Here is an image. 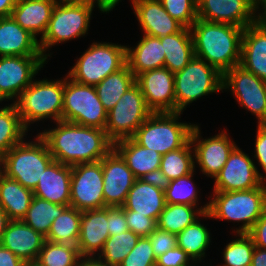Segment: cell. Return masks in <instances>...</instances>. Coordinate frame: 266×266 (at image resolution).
<instances>
[{
  "mask_svg": "<svg viewBox=\"0 0 266 266\" xmlns=\"http://www.w3.org/2000/svg\"><path fill=\"white\" fill-rule=\"evenodd\" d=\"M119 2L120 0H97V7L101 12L109 13Z\"/></svg>",
  "mask_w": 266,
  "mask_h": 266,
  "instance_id": "9f6ffc18",
  "label": "cell"
},
{
  "mask_svg": "<svg viewBox=\"0 0 266 266\" xmlns=\"http://www.w3.org/2000/svg\"><path fill=\"white\" fill-rule=\"evenodd\" d=\"M251 266H266V249L255 247L252 254Z\"/></svg>",
  "mask_w": 266,
  "mask_h": 266,
  "instance_id": "db71d44e",
  "label": "cell"
},
{
  "mask_svg": "<svg viewBox=\"0 0 266 266\" xmlns=\"http://www.w3.org/2000/svg\"><path fill=\"white\" fill-rule=\"evenodd\" d=\"M46 62L43 56H0V102L14 103Z\"/></svg>",
  "mask_w": 266,
  "mask_h": 266,
  "instance_id": "4fadbf2b",
  "label": "cell"
},
{
  "mask_svg": "<svg viewBox=\"0 0 266 266\" xmlns=\"http://www.w3.org/2000/svg\"><path fill=\"white\" fill-rule=\"evenodd\" d=\"M139 179H141L145 183L158 187L163 191L166 190L170 183V180L162 173L160 169L144 174Z\"/></svg>",
  "mask_w": 266,
  "mask_h": 266,
  "instance_id": "816d5d0a",
  "label": "cell"
},
{
  "mask_svg": "<svg viewBox=\"0 0 266 266\" xmlns=\"http://www.w3.org/2000/svg\"><path fill=\"white\" fill-rule=\"evenodd\" d=\"M165 11L184 27L190 28L198 18L197 0H160Z\"/></svg>",
  "mask_w": 266,
  "mask_h": 266,
  "instance_id": "7bdbcfd3",
  "label": "cell"
},
{
  "mask_svg": "<svg viewBox=\"0 0 266 266\" xmlns=\"http://www.w3.org/2000/svg\"><path fill=\"white\" fill-rule=\"evenodd\" d=\"M18 0H0V18L11 16Z\"/></svg>",
  "mask_w": 266,
  "mask_h": 266,
  "instance_id": "11a10c76",
  "label": "cell"
},
{
  "mask_svg": "<svg viewBox=\"0 0 266 266\" xmlns=\"http://www.w3.org/2000/svg\"><path fill=\"white\" fill-rule=\"evenodd\" d=\"M230 89L240 105L258 119L263 120L266 111V82L252 72L237 65L223 74V90Z\"/></svg>",
  "mask_w": 266,
  "mask_h": 266,
  "instance_id": "5bb4252c",
  "label": "cell"
},
{
  "mask_svg": "<svg viewBox=\"0 0 266 266\" xmlns=\"http://www.w3.org/2000/svg\"><path fill=\"white\" fill-rule=\"evenodd\" d=\"M194 171L186 176L171 180L165 192L167 204H184L197 206L198 191L192 181Z\"/></svg>",
  "mask_w": 266,
  "mask_h": 266,
  "instance_id": "60d3db41",
  "label": "cell"
},
{
  "mask_svg": "<svg viewBox=\"0 0 266 266\" xmlns=\"http://www.w3.org/2000/svg\"><path fill=\"white\" fill-rule=\"evenodd\" d=\"M181 112L152 113L136 130L132 139L161 155L182 148L189 140L194 124L178 122Z\"/></svg>",
  "mask_w": 266,
  "mask_h": 266,
  "instance_id": "5b68a950",
  "label": "cell"
},
{
  "mask_svg": "<svg viewBox=\"0 0 266 266\" xmlns=\"http://www.w3.org/2000/svg\"><path fill=\"white\" fill-rule=\"evenodd\" d=\"M107 207L82 211L80 236L77 243L81 257H96L110 236Z\"/></svg>",
  "mask_w": 266,
  "mask_h": 266,
  "instance_id": "603a6c76",
  "label": "cell"
},
{
  "mask_svg": "<svg viewBox=\"0 0 266 266\" xmlns=\"http://www.w3.org/2000/svg\"><path fill=\"white\" fill-rule=\"evenodd\" d=\"M148 238L156 258L177 246L176 235L161 230L158 227L155 228Z\"/></svg>",
  "mask_w": 266,
  "mask_h": 266,
  "instance_id": "bcb514c9",
  "label": "cell"
},
{
  "mask_svg": "<svg viewBox=\"0 0 266 266\" xmlns=\"http://www.w3.org/2000/svg\"><path fill=\"white\" fill-rule=\"evenodd\" d=\"M27 131L14 103L0 108V159L23 141Z\"/></svg>",
  "mask_w": 266,
  "mask_h": 266,
  "instance_id": "e575fe53",
  "label": "cell"
},
{
  "mask_svg": "<svg viewBox=\"0 0 266 266\" xmlns=\"http://www.w3.org/2000/svg\"><path fill=\"white\" fill-rule=\"evenodd\" d=\"M238 236L239 238L225 246L223 252L225 263L222 266H251L254 241L247 233H239Z\"/></svg>",
  "mask_w": 266,
  "mask_h": 266,
  "instance_id": "b9f144b4",
  "label": "cell"
},
{
  "mask_svg": "<svg viewBox=\"0 0 266 266\" xmlns=\"http://www.w3.org/2000/svg\"><path fill=\"white\" fill-rule=\"evenodd\" d=\"M247 234L253 239L255 247L266 249V206L261 217Z\"/></svg>",
  "mask_w": 266,
  "mask_h": 266,
  "instance_id": "f907efd6",
  "label": "cell"
},
{
  "mask_svg": "<svg viewBox=\"0 0 266 266\" xmlns=\"http://www.w3.org/2000/svg\"><path fill=\"white\" fill-rule=\"evenodd\" d=\"M63 91L64 79L32 81L14 101L23 125L28 129L30 123L47 118L62 120Z\"/></svg>",
  "mask_w": 266,
  "mask_h": 266,
  "instance_id": "8992f818",
  "label": "cell"
},
{
  "mask_svg": "<svg viewBox=\"0 0 266 266\" xmlns=\"http://www.w3.org/2000/svg\"><path fill=\"white\" fill-rule=\"evenodd\" d=\"M195 56L217 68L222 74L240 65L244 28L197 18L190 27Z\"/></svg>",
  "mask_w": 266,
  "mask_h": 266,
  "instance_id": "7a4b0ae2",
  "label": "cell"
},
{
  "mask_svg": "<svg viewBox=\"0 0 266 266\" xmlns=\"http://www.w3.org/2000/svg\"><path fill=\"white\" fill-rule=\"evenodd\" d=\"M139 238L140 236L131 230L109 236L102 251L97 254V259L107 266H119L123 259L133 250Z\"/></svg>",
  "mask_w": 266,
  "mask_h": 266,
  "instance_id": "74e56055",
  "label": "cell"
},
{
  "mask_svg": "<svg viewBox=\"0 0 266 266\" xmlns=\"http://www.w3.org/2000/svg\"><path fill=\"white\" fill-rule=\"evenodd\" d=\"M45 237L22 220H10L0 244L9 249L24 263L35 262Z\"/></svg>",
  "mask_w": 266,
  "mask_h": 266,
  "instance_id": "ffe728a7",
  "label": "cell"
},
{
  "mask_svg": "<svg viewBox=\"0 0 266 266\" xmlns=\"http://www.w3.org/2000/svg\"><path fill=\"white\" fill-rule=\"evenodd\" d=\"M208 206L209 203L200 208L192 205L166 203L157 220V227L177 235L199 217H202L208 211Z\"/></svg>",
  "mask_w": 266,
  "mask_h": 266,
  "instance_id": "1f68e13d",
  "label": "cell"
},
{
  "mask_svg": "<svg viewBox=\"0 0 266 266\" xmlns=\"http://www.w3.org/2000/svg\"><path fill=\"white\" fill-rule=\"evenodd\" d=\"M78 266H107L105 263L99 261L96 257H82Z\"/></svg>",
  "mask_w": 266,
  "mask_h": 266,
  "instance_id": "6f0895ef",
  "label": "cell"
},
{
  "mask_svg": "<svg viewBox=\"0 0 266 266\" xmlns=\"http://www.w3.org/2000/svg\"><path fill=\"white\" fill-rule=\"evenodd\" d=\"M82 211L68 206L61 215L55 218L46 240L61 245H77L80 236Z\"/></svg>",
  "mask_w": 266,
  "mask_h": 266,
  "instance_id": "836d02e7",
  "label": "cell"
},
{
  "mask_svg": "<svg viewBox=\"0 0 266 266\" xmlns=\"http://www.w3.org/2000/svg\"><path fill=\"white\" fill-rule=\"evenodd\" d=\"M198 18L208 22L224 23L241 28L261 18V7L254 0H197Z\"/></svg>",
  "mask_w": 266,
  "mask_h": 266,
  "instance_id": "2e32d148",
  "label": "cell"
},
{
  "mask_svg": "<svg viewBox=\"0 0 266 266\" xmlns=\"http://www.w3.org/2000/svg\"><path fill=\"white\" fill-rule=\"evenodd\" d=\"M61 1H64V2H68V3H86V4H91L94 6L97 5V0H61Z\"/></svg>",
  "mask_w": 266,
  "mask_h": 266,
  "instance_id": "91938a15",
  "label": "cell"
},
{
  "mask_svg": "<svg viewBox=\"0 0 266 266\" xmlns=\"http://www.w3.org/2000/svg\"><path fill=\"white\" fill-rule=\"evenodd\" d=\"M113 148L124 159L137 179L144 174L160 169L162 155L152 149L142 147L132 138L115 142Z\"/></svg>",
  "mask_w": 266,
  "mask_h": 266,
  "instance_id": "f1b7e54d",
  "label": "cell"
},
{
  "mask_svg": "<svg viewBox=\"0 0 266 266\" xmlns=\"http://www.w3.org/2000/svg\"><path fill=\"white\" fill-rule=\"evenodd\" d=\"M200 137V128L194 124L190 135L191 144L194 146V160L204 175L215 179L236 144L224 131L207 139L201 140Z\"/></svg>",
  "mask_w": 266,
  "mask_h": 266,
  "instance_id": "e0dca14e",
  "label": "cell"
},
{
  "mask_svg": "<svg viewBox=\"0 0 266 266\" xmlns=\"http://www.w3.org/2000/svg\"><path fill=\"white\" fill-rule=\"evenodd\" d=\"M94 7L86 3H68L58 0L47 30L39 40L41 54L46 60L50 56L46 53L50 47L87 34Z\"/></svg>",
  "mask_w": 266,
  "mask_h": 266,
  "instance_id": "ba28073f",
  "label": "cell"
},
{
  "mask_svg": "<svg viewBox=\"0 0 266 266\" xmlns=\"http://www.w3.org/2000/svg\"><path fill=\"white\" fill-rule=\"evenodd\" d=\"M210 238V232L201 224L200 219L176 235L177 246L186 252L195 265L205 257V250L211 242Z\"/></svg>",
  "mask_w": 266,
  "mask_h": 266,
  "instance_id": "8d00e7d4",
  "label": "cell"
},
{
  "mask_svg": "<svg viewBox=\"0 0 266 266\" xmlns=\"http://www.w3.org/2000/svg\"><path fill=\"white\" fill-rule=\"evenodd\" d=\"M157 258L148 237H140L119 266H156Z\"/></svg>",
  "mask_w": 266,
  "mask_h": 266,
  "instance_id": "ee69618b",
  "label": "cell"
},
{
  "mask_svg": "<svg viewBox=\"0 0 266 266\" xmlns=\"http://www.w3.org/2000/svg\"><path fill=\"white\" fill-rule=\"evenodd\" d=\"M192 147L189 140L182 148L162 155L160 170L170 181L194 171L196 162Z\"/></svg>",
  "mask_w": 266,
  "mask_h": 266,
  "instance_id": "f35d334b",
  "label": "cell"
},
{
  "mask_svg": "<svg viewBox=\"0 0 266 266\" xmlns=\"http://www.w3.org/2000/svg\"><path fill=\"white\" fill-rule=\"evenodd\" d=\"M203 218L242 222L236 233H248L266 206V184L243 191H214Z\"/></svg>",
  "mask_w": 266,
  "mask_h": 266,
  "instance_id": "3957f363",
  "label": "cell"
},
{
  "mask_svg": "<svg viewBox=\"0 0 266 266\" xmlns=\"http://www.w3.org/2000/svg\"><path fill=\"white\" fill-rule=\"evenodd\" d=\"M132 4L146 35L161 38L175 34L184 27L165 11L160 0H133Z\"/></svg>",
  "mask_w": 266,
  "mask_h": 266,
  "instance_id": "7402d4cb",
  "label": "cell"
},
{
  "mask_svg": "<svg viewBox=\"0 0 266 266\" xmlns=\"http://www.w3.org/2000/svg\"><path fill=\"white\" fill-rule=\"evenodd\" d=\"M25 266H40L36 262L26 263Z\"/></svg>",
  "mask_w": 266,
  "mask_h": 266,
  "instance_id": "e7e4bbea",
  "label": "cell"
},
{
  "mask_svg": "<svg viewBox=\"0 0 266 266\" xmlns=\"http://www.w3.org/2000/svg\"><path fill=\"white\" fill-rule=\"evenodd\" d=\"M258 5H260V7H262L265 3L266 0H254Z\"/></svg>",
  "mask_w": 266,
  "mask_h": 266,
  "instance_id": "be15d7a7",
  "label": "cell"
},
{
  "mask_svg": "<svg viewBox=\"0 0 266 266\" xmlns=\"http://www.w3.org/2000/svg\"><path fill=\"white\" fill-rule=\"evenodd\" d=\"M223 90V74L205 60L194 56L179 72L174 74L176 112L202 96Z\"/></svg>",
  "mask_w": 266,
  "mask_h": 266,
  "instance_id": "9c48e42d",
  "label": "cell"
},
{
  "mask_svg": "<svg viewBox=\"0 0 266 266\" xmlns=\"http://www.w3.org/2000/svg\"><path fill=\"white\" fill-rule=\"evenodd\" d=\"M72 166L53 161L33 190L34 196L57 205L70 206Z\"/></svg>",
  "mask_w": 266,
  "mask_h": 266,
  "instance_id": "cb8c5ba5",
  "label": "cell"
},
{
  "mask_svg": "<svg viewBox=\"0 0 266 266\" xmlns=\"http://www.w3.org/2000/svg\"><path fill=\"white\" fill-rule=\"evenodd\" d=\"M67 207L68 205H57L33 196L30 207L22 221L46 237L53 220L61 215Z\"/></svg>",
  "mask_w": 266,
  "mask_h": 266,
  "instance_id": "d590c367",
  "label": "cell"
},
{
  "mask_svg": "<svg viewBox=\"0 0 266 266\" xmlns=\"http://www.w3.org/2000/svg\"><path fill=\"white\" fill-rule=\"evenodd\" d=\"M62 120L105 130L107 111L98 97L95 86L78 83L66 75Z\"/></svg>",
  "mask_w": 266,
  "mask_h": 266,
  "instance_id": "30bf717a",
  "label": "cell"
},
{
  "mask_svg": "<svg viewBox=\"0 0 266 266\" xmlns=\"http://www.w3.org/2000/svg\"><path fill=\"white\" fill-rule=\"evenodd\" d=\"M134 83L135 76L126 64L96 85L98 97L105 110L109 112Z\"/></svg>",
  "mask_w": 266,
  "mask_h": 266,
  "instance_id": "d6a6232c",
  "label": "cell"
},
{
  "mask_svg": "<svg viewBox=\"0 0 266 266\" xmlns=\"http://www.w3.org/2000/svg\"><path fill=\"white\" fill-rule=\"evenodd\" d=\"M139 85L135 82L107 112L106 135L114 144L132 138L139 126L152 114Z\"/></svg>",
  "mask_w": 266,
  "mask_h": 266,
  "instance_id": "8fae6325",
  "label": "cell"
},
{
  "mask_svg": "<svg viewBox=\"0 0 266 266\" xmlns=\"http://www.w3.org/2000/svg\"><path fill=\"white\" fill-rule=\"evenodd\" d=\"M252 160L236 146L215 177L213 191H243L261 186L265 176Z\"/></svg>",
  "mask_w": 266,
  "mask_h": 266,
  "instance_id": "9a60e30c",
  "label": "cell"
},
{
  "mask_svg": "<svg viewBox=\"0 0 266 266\" xmlns=\"http://www.w3.org/2000/svg\"><path fill=\"white\" fill-rule=\"evenodd\" d=\"M46 142L37 134L34 142H20L0 159V171L34 190L45 169L53 162Z\"/></svg>",
  "mask_w": 266,
  "mask_h": 266,
  "instance_id": "277c9868",
  "label": "cell"
},
{
  "mask_svg": "<svg viewBox=\"0 0 266 266\" xmlns=\"http://www.w3.org/2000/svg\"><path fill=\"white\" fill-rule=\"evenodd\" d=\"M255 155L258 165H260L266 174V128L258 125L256 139H255ZM266 176V175H265ZM264 183L266 184V177H264Z\"/></svg>",
  "mask_w": 266,
  "mask_h": 266,
  "instance_id": "681fc988",
  "label": "cell"
},
{
  "mask_svg": "<svg viewBox=\"0 0 266 266\" xmlns=\"http://www.w3.org/2000/svg\"><path fill=\"white\" fill-rule=\"evenodd\" d=\"M70 206L80 211L104 208L102 159L72 166Z\"/></svg>",
  "mask_w": 266,
  "mask_h": 266,
  "instance_id": "7c38bea8",
  "label": "cell"
},
{
  "mask_svg": "<svg viewBox=\"0 0 266 266\" xmlns=\"http://www.w3.org/2000/svg\"><path fill=\"white\" fill-rule=\"evenodd\" d=\"M153 113L176 112L174 73L166 67L143 72L135 78Z\"/></svg>",
  "mask_w": 266,
  "mask_h": 266,
  "instance_id": "d6986e66",
  "label": "cell"
},
{
  "mask_svg": "<svg viewBox=\"0 0 266 266\" xmlns=\"http://www.w3.org/2000/svg\"><path fill=\"white\" fill-rule=\"evenodd\" d=\"M107 219L110 236L118 235L129 230L125 212L121 207H107Z\"/></svg>",
  "mask_w": 266,
  "mask_h": 266,
  "instance_id": "c3c4849f",
  "label": "cell"
},
{
  "mask_svg": "<svg viewBox=\"0 0 266 266\" xmlns=\"http://www.w3.org/2000/svg\"><path fill=\"white\" fill-rule=\"evenodd\" d=\"M58 0H18L11 17L35 37L45 34L52 11Z\"/></svg>",
  "mask_w": 266,
  "mask_h": 266,
  "instance_id": "484cf974",
  "label": "cell"
},
{
  "mask_svg": "<svg viewBox=\"0 0 266 266\" xmlns=\"http://www.w3.org/2000/svg\"><path fill=\"white\" fill-rule=\"evenodd\" d=\"M25 264L9 249L0 244V266H25Z\"/></svg>",
  "mask_w": 266,
  "mask_h": 266,
  "instance_id": "f5cc1de1",
  "label": "cell"
},
{
  "mask_svg": "<svg viewBox=\"0 0 266 266\" xmlns=\"http://www.w3.org/2000/svg\"><path fill=\"white\" fill-rule=\"evenodd\" d=\"M56 125L54 129L39 133L54 161L70 166L98 162L113 149L103 129L63 120Z\"/></svg>",
  "mask_w": 266,
  "mask_h": 266,
  "instance_id": "6da1fadb",
  "label": "cell"
},
{
  "mask_svg": "<svg viewBox=\"0 0 266 266\" xmlns=\"http://www.w3.org/2000/svg\"><path fill=\"white\" fill-rule=\"evenodd\" d=\"M166 205L165 192L158 187L136 179L129 190L123 210H131L137 214L152 218L156 223Z\"/></svg>",
  "mask_w": 266,
  "mask_h": 266,
  "instance_id": "4316f807",
  "label": "cell"
},
{
  "mask_svg": "<svg viewBox=\"0 0 266 266\" xmlns=\"http://www.w3.org/2000/svg\"><path fill=\"white\" fill-rule=\"evenodd\" d=\"M81 258L76 245H61L45 240L35 262L40 266H78Z\"/></svg>",
  "mask_w": 266,
  "mask_h": 266,
  "instance_id": "ab89813d",
  "label": "cell"
},
{
  "mask_svg": "<svg viewBox=\"0 0 266 266\" xmlns=\"http://www.w3.org/2000/svg\"><path fill=\"white\" fill-rule=\"evenodd\" d=\"M129 230L140 237H148L157 227V223L145 215L135 211L124 210Z\"/></svg>",
  "mask_w": 266,
  "mask_h": 266,
  "instance_id": "f6af8a7d",
  "label": "cell"
},
{
  "mask_svg": "<svg viewBox=\"0 0 266 266\" xmlns=\"http://www.w3.org/2000/svg\"><path fill=\"white\" fill-rule=\"evenodd\" d=\"M190 28L183 27L179 32L160 38L165 52L164 67L172 73L181 71L195 56Z\"/></svg>",
  "mask_w": 266,
  "mask_h": 266,
  "instance_id": "f546056e",
  "label": "cell"
},
{
  "mask_svg": "<svg viewBox=\"0 0 266 266\" xmlns=\"http://www.w3.org/2000/svg\"><path fill=\"white\" fill-rule=\"evenodd\" d=\"M258 125L266 128V111H265V116H264L263 120Z\"/></svg>",
  "mask_w": 266,
  "mask_h": 266,
  "instance_id": "6125c7cd",
  "label": "cell"
},
{
  "mask_svg": "<svg viewBox=\"0 0 266 266\" xmlns=\"http://www.w3.org/2000/svg\"><path fill=\"white\" fill-rule=\"evenodd\" d=\"M190 261L192 260L186 252L176 246L157 257L156 266H195L192 262L191 265Z\"/></svg>",
  "mask_w": 266,
  "mask_h": 266,
  "instance_id": "7dc6e473",
  "label": "cell"
},
{
  "mask_svg": "<svg viewBox=\"0 0 266 266\" xmlns=\"http://www.w3.org/2000/svg\"><path fill=\"white\" fill-rule=\"evenodd\" d=\"M240 66L266 82V22L262 18L244 28Z\"/></svg>",
  "mask_w": 266,
  "mask_h": 266,
  "instance_id": "44dd1931",
  "label": "cell"
},
{
  "mask_svg": "<svg viewBox=\"0 0 266 266\" xmlns=\"http://www.w3.org/2000/svg\"><path fill=\"white\" fill-rule=\"evenodd\" d=\"M126 47L94 42L72 66L68 76L78 83L96 86L127 64Z\"/></svg>",
  "mask_w": 266,
  "mask_h": 266,
  "instance_id": "52a82bcc",
  "label": "cell"
},
{
  "mask_svg": "<svg viewBox=\"0 0 266 266\" xmlns=\"http://www.w3.org/2000/svg\"><path fill=\"white\" fill-rule=\"evenodd\" d=\"M261 9H263L261 10V12H263L261 13V18L266 22V3L262 6Z\"/></svg>",
  "mask_w": 266,
  "mask_h": 266,
  "instance_id": "94428289",
  "label": "cell"
},
{
  "mask_svg": "<svg viewBox=\"0 0 266 266\" xmlns=\"http://www.w3.org/2000/svg\"><path fill=\"white\" fill-rule=\"evenodd\" d=\"M33 196V190L23 187L0 171V206L10 220L23 219Z\"/></svg>",
  "mask_w": 266,
  "mask_h": 266,
  "instance_id": "4dcf8cb0",
  "label": "cell"
},
{
  "mask_svg": "<svg viewBox=\"0 0 266 266\" xmlns=\"http://www.w3.org/2000/svg\"><path fill=\"white\" fill-rule=\"evenodd\" d=\"M9 221L10 219L8 218V215L6 214L5 210L0 206V242Z\"/></svg>",
  "mask_w": 266,
  "mask_h": 266,
  "instance_id": "680465c9",
  "label": "cell"
},
{
  "mask_svg": "<svg viewBox=\"0 0 266 266\" xmlns=\"http://www.w3.org/2000/svg\"><path fill=\"white\" fill-rule=\"evenodd\" d=\"M0 55L43 56L37 37L23 29L11 16L0 18Z\"/></svg>",
  "mask_w": 266,
  "mask_h": 266,
  "instance_id": "d4e9b609",
  "label": "cell"
},
{
  "mask_svg": "<svg viewBox=\"0 0 266 266\" xmlns=\"http://www.w3.org/2000/svg\"><path fill=\"white\" fill-rule=\"evenodd\" d=\"M143 35L135 48L126 47L127 65L135 78L143 72L164 67L165 52L160 38Z\"/></svg>",
  "mask_w": 266,
  "mask_h": 266,
  "instance_id": "83f0119b",
  "label": "cell"
},
{
  "mask_svg": "<svg viewBox=\"0 0 266 266\" xmlns=\"http://www.w3.org/2000/svg\"><path fill=\"white\" fill-rule=\"evenodd\" d=\"M102 170L104 208L122 207L137 178L114 148L102 158Z\"/></svg>",
  "mask_w": 266,
  "mask_h": 266,
  "instance_id": "ac0fdd59",
  "label": "cell"
}]
</instances>
